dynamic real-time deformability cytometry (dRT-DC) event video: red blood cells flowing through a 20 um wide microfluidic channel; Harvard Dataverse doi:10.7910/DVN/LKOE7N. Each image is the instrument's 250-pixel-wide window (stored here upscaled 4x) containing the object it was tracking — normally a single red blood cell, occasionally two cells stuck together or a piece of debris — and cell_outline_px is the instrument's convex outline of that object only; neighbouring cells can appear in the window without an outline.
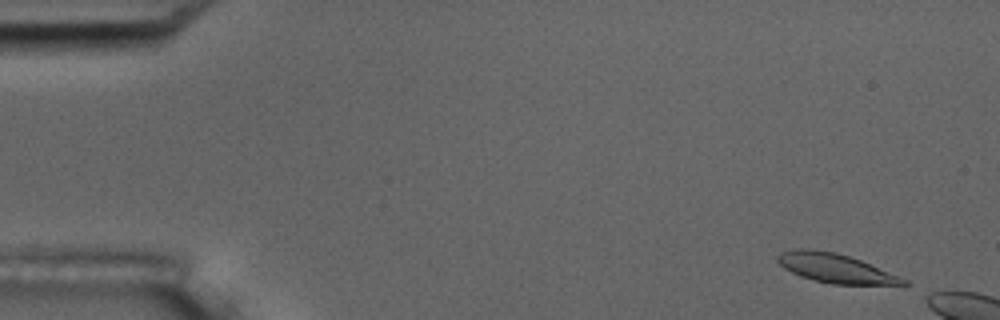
{"species": "common noctule bat (a hibernating species)", "species_latin": "Nyctalus noctula", "temperature_condition": "room temperature", "stored_images_in_passage": 3, "camera_frame_rate_fps": 3000, "um_per_image_px": 0.085, "animal": {"sex": "male", "body_mass_g": 17.5, "forearm_length_mm": 52.3}, "frame": {"image": 1, "passage_image": 1, "time_ms": 0.0, "image_size_px": [1000, 320], "cell_outline_px": [[908, 284], [832, 284], [800, 276], [784, 268], [776, 260], [776, 256], [780, 252], [796, 248], [812, 248], [836, 252], [860, 260], [908, 280]], "centroid_in_image_um": [70.93, 22.77], "position_along_channel_um": 14.1, "area_um2": 21.1}}